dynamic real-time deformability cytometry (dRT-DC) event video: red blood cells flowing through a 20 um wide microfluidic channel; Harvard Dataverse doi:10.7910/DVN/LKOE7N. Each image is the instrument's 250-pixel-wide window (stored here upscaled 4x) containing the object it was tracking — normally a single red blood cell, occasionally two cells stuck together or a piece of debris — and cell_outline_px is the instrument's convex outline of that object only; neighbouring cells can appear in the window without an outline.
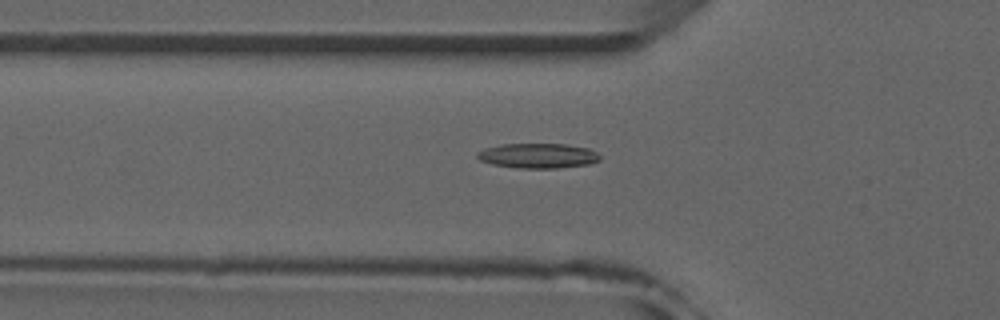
{"species": "common noctule bat (a hibernating species)", "species_latin": "Nyctalus noctula", "temperature_condition": "room temperature", "stored_images_in_passage": 52, "camera_frame_rate_fps": 3000, "um_per_image_px": 0.085, "animal": {"sex": "male", "forearm_length_mm": 52.5}, "frame": {"image": 1, "passage_image": 18, "time_ms": 5.667, "image_size_px": [1000, 320], "cell_outline_px": [[600, 160], [588, 164], [556, 168], [516, 168], [492, 164], [480, 160], [476, 156], [476, 152], [484, 148], [500, 144], [564, 144], [588, 148], [596, 152], [600, 156]], "centroid_in_image_um": [45.69, 13.23], "position_along_channel_um": 80.1, "area_um2": 17.8}}
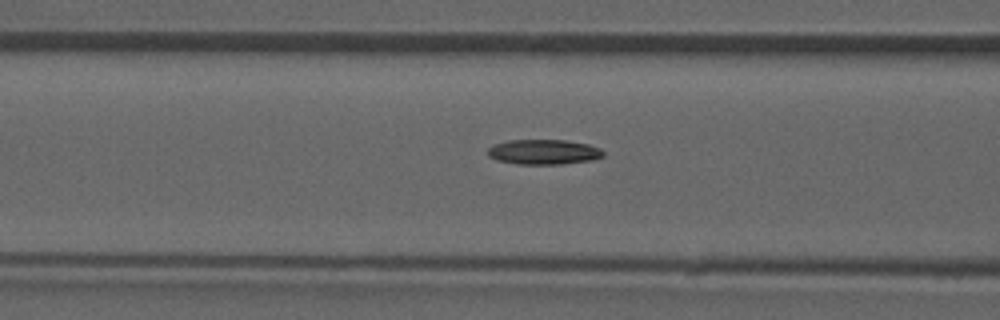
{"frame": {"image": 2, "passage_image": 21, "time_ms": 6.667, "image_size_px": [1000, 320], "cell_outline_px": [[604, 156], [592, 160], [560, 164], [516, 164], [496, 160], [488, 156], [488, 148], [492, 144], [508, 140], [564, 140], [588, 144], [600, 148], [604, 152]], "centroid_in_image_um": [46.19, 12.91], "position_along_channel_um": 120.4, "area_um2": 16.94}}
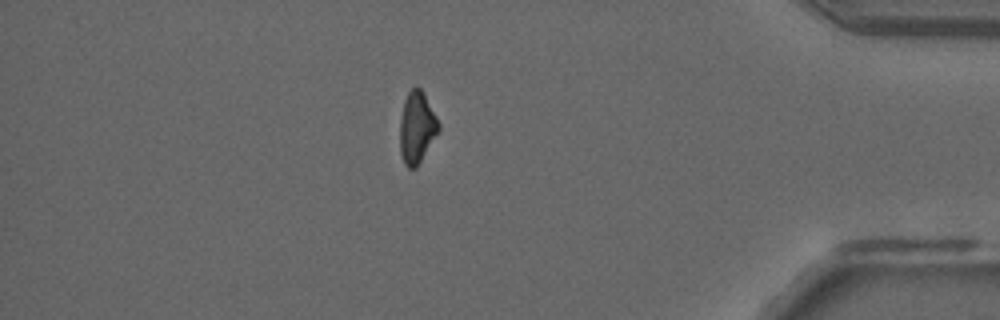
{"frame": {"image": 3, "passage_image": 45, "time_ms": 14.667, "image_size_px": [1000, 320], "cell_outline_px": [[440, 128], [416, 168], [408, 168], [404, 164], [400, 152], [400, 120], [404, 100], [408, 92], [412, 88], [420, 88], [424, 92], [440, 124]], "centroid_in_image_um": [35.42, 10.83], "position_along_channel_um": 399.8, "area_um2": 16.01}, "authors_computed_cell_mechanics": {"area_um2": 16.6753, "velocity_mm_per_s": 3.9785, "shape_relaxation_time_tau1_ms": 10.7844, "shape_relaxation_time_tau2_ms": null, "deformation_change_tau1": 0.258, "deformation_change_tau2": null}}